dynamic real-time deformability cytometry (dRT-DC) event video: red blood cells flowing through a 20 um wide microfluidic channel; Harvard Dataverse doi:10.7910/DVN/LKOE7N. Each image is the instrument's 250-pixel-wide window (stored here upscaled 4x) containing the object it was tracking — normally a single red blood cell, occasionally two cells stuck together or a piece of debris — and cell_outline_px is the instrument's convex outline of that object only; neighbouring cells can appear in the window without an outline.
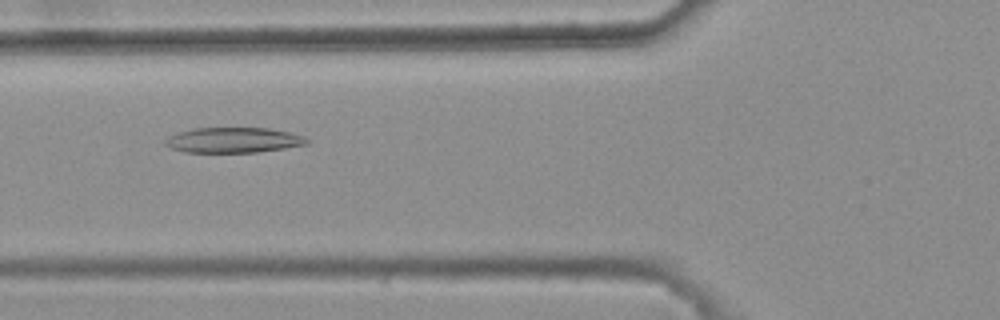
{"species": "common noctule bat (a hibernating species)", "species_latin": "Nyctalus noctula", "temperature_condition": "warm", "stored_images_in_passage": 36, "camera_frame_rate_fps": 3000, "um_per_image_px": 0.085, "animal": {"sex": "female", "body_mass_g": 25.1}, "frame": {"image": 1, "passage_image": 7, "time_ms": 2.0, "image_size_px": [1000, 320], "cell_outline_px": [[308, 144], [284, 148], [256, 152], [184, 152], [172, 148], [164, 144], [164, 140], [168, 136], [176, 132], [196, 128], [268, 128], [288, 132], [304, 136], [308, 140]], "centroid_in_image_um": [19.8, 11.9], "position_along_channel_um": 106.0, "area_um2": 20.81}}
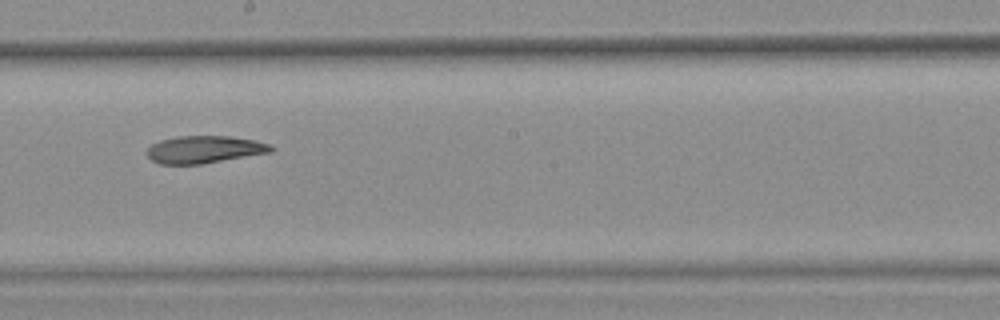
{"frame": {"image": 2, "passage_image": 17, "time_ms": 5.333, "image_size_px": [1000, 320], "cell_outline_px": [[276, 148], [272, 152], [200, 164], [160, 164], [152, 160], [144, 152], [152, 144], [160, 140], [176, 136], [232, 136], [256, 140], [272, 144]], "centroid_in_image_um": [17.4, 12.69], "position_along_channel_um": 230.8, "area_um2": 20.0}}
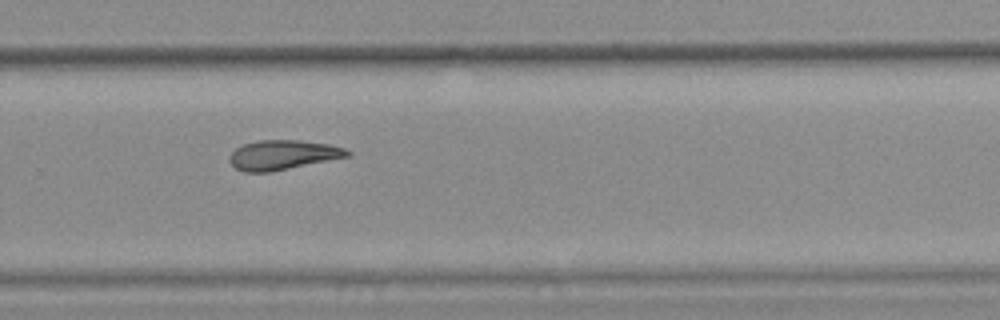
{"frame": {"image": 3, "passage_image": 23, "time_ms": 7.333, "image_size_px": [1000, 320], "cell_outline_px": [[352, 156], [268, 172], [244, 172], [236, 168], [228, 160], [228, 156], [240, 144], [256, 140], [300, 140], [328, 144], [344, 148], [352, 152]], "centroid_in_image_um": [24.03, 13.15], "position_along_channel_um": 305.8, "area_um2": 20.46}}